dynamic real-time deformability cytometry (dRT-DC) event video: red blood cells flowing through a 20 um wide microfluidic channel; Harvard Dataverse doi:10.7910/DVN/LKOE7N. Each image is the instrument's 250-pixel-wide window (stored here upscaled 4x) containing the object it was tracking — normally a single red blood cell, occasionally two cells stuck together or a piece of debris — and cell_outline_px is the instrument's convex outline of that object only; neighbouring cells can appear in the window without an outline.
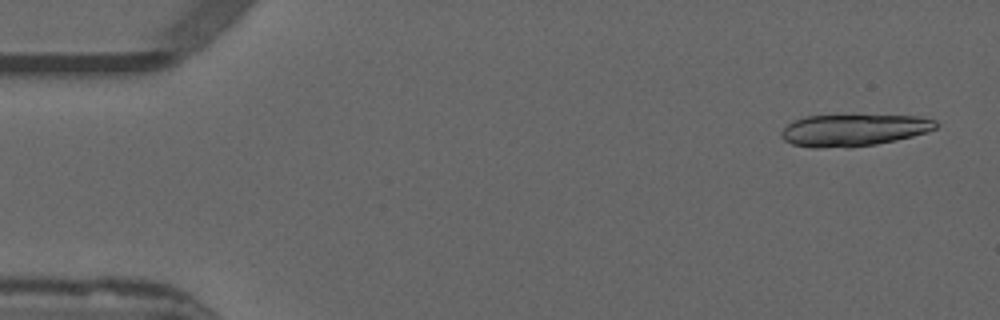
{"species": "common noctule bat (a hibernating species)", "species_latin": "Nyctalus noctula", "temperature_condition": "warm", "stored_images_in_passage": 16, "camera_frame_rate_fps": 3000, "um_per_image_px": 0.085, "animal": {"sex": "male", "forearm_length_mm": 52.5}, "frame": {"image": 1, "passage_image": 2, "time_ms": 0.333, "image_size_px": [1000, 320], "cell_outline_px": [[936, 128], [928, 132], [896, 140], [876, 144], [848, 148], [812, 148], [792, 144], [784, 140], [780, 136], [780, 132], [788, 124], [804, 116], [920, 116], [936, 120]], "centroid_in_image_um": [72.54, 11.08], "position_along_channel_um": 12.5, "area_um2": 28.67}}